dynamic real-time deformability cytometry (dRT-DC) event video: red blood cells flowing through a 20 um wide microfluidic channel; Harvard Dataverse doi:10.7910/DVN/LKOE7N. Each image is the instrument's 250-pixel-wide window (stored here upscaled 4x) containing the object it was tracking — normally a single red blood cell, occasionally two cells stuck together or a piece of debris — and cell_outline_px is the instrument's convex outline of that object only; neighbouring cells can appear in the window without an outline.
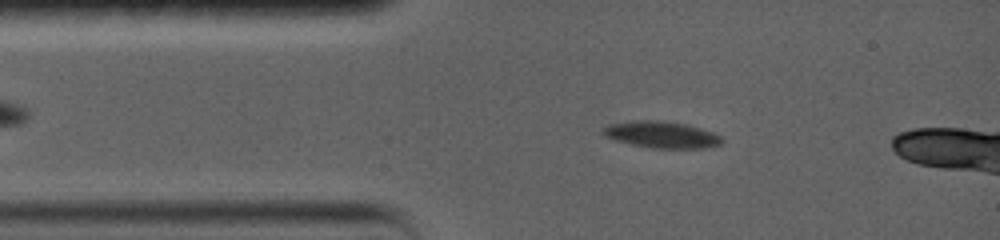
{"species": "common noctule bat (a hibernating species)", "species_latin": "Nyctalus noctula", "temperature_condition": "warm", "stored_images_in_passage": 8, "camera_frame_rate_fps": 5000, "um_per_image_px": 0.085, "animal": {"sex": "female", "body_mass_g": 19.0, "forearm_length_mm": 56.7}, "frame": {"image": 1, "passage_image": 1, "time_ms": 0.0, "image_size_px": [1000, 240], "cell_outline_px": [[724, 140], [720, 144], [712, 148], [652, 148], [632, 144], [616, 140], [604, 136], [600, 132], [600, 128], [608, 124], [636, 120], [660, 120], [688, 124], [712, 132], [720, 136]], "centroid_in_image_um": [56.21, 11.44], "position_along_channel_um": 28.8, "area_um2": 18.67}}
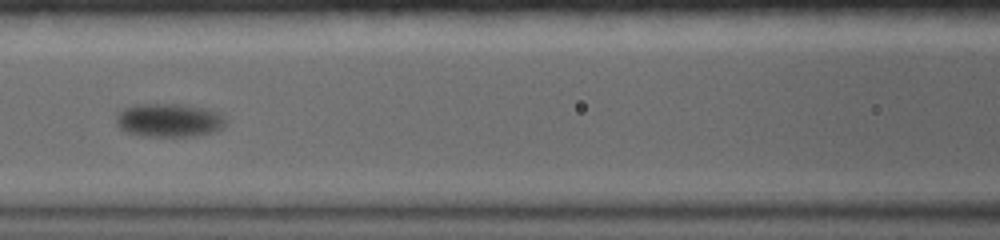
{"frame": {"image": 2, "passage_image": 5, "time_ms": 4.2, "image_size_px": [1000, 240], "cell_outline_px": [[228, 120], [224, 128], [212, 132], [196, 136], [140, 136], [124, 132], [116, 124], [116, 116], [124, 108], [136, 104], [180, 104], [208, 108], [220, 112]], "centroid_in_image_um": [14.41, 10.22], "position_along_channel_um": 152.2, "area_um2": 21.85}}
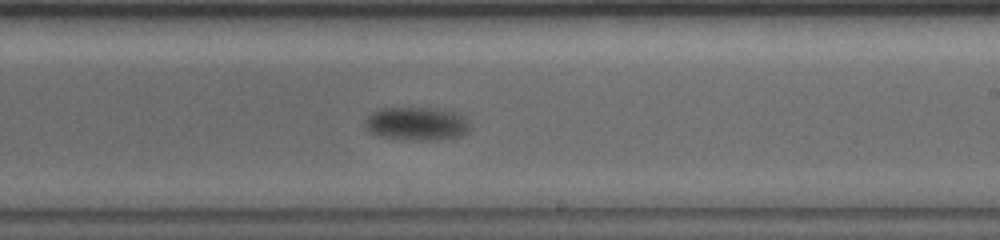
{"frame": {"image": 3, "passage_image": 8, "time_ms": 7.2, "image_size_px": [1000, 240], "cell_outline_px": [[472, 128], [468, 132], [460, 136], [432, 140], [412, 140], [380, 136], [368, 132], [364, 124], [364, 120], [372, 112], [384, 108], [436, 108], [460, 112], [468, 120]], "centroid_in_image_um": [35.46, 10.51], "position_along_channel_um": 253.5, "area_um2": 20.69}}